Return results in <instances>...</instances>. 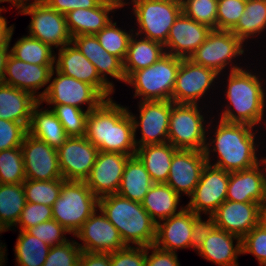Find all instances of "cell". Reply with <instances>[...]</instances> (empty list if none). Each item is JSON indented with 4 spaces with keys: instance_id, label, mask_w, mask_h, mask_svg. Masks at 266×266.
<instances>
[{
    "instance_id": "cell-1",
    "label": "cell",
    "mask_w": 266,
    "mask_h": 266,
    "mask_svg": "<svg viewBox=\"0 0 266 266\" xmlns=\"http://www.w3.org/2000/svg\"><path fill=\"white\" fill-rule=\"evenodd\" d=\"M85 137L99 151L134 156L137 150L129 109L114 102L112 97L88 113Z\"/></svg>"
},
{
    "instance_id": "cell-2",
    "label": "cell",
    "mask_w": 266,
    "mask_h": 266,
    "mask_svg": "<svg viewBox=\"0 0 266 266\" xmlns=\"http://www.w3.org/2000/svg\"><path fill=\"white\" fill-rule=\"evenodd\" d=\"M254 128L256 127L220 119L215 128V138H210L209 142H206L204 153L207 163L211 164L210 152L213 151L218 160L212 165L229 173L246 170L261 163L262 157L258 159L256 153L258 146L254 140L257 133L253 131Z\"/></svg>"
},
{
    "instance_id": "cell-3",
    "label": "cell",
    "mask_w": 266,
    "mask_h": 266,
    "mask_svg": "<svg viewBox=\"0 0 266 266\" xmlns=\"http://www.w3.org/2000/svg\"><path fill=\"white\" fill-rule=\"evenodd\" d=\"M229 72L225 90V99L229 104L225 105L219 119L253 127L261 124L266 107V92L260 76L244 68Z\"/></svg>"
},
{
    "instance_id": "cell-4",
    "label": "cell",
    "mask_w": 266,
    "mask_h": 266,
    "mask_svg": "<svg viewBox=\"0 0 266 266\" xmlns=\"http://www.w3.org/2000/svg\"><path fill=\"white\" fill-rule=\"evenodd\" d=\"M98 209L116 227L126 246L154 245L157 223L141 203L110 194L98 198Z\"/></svg>"
},
{
    "instance_id": "cell-5",
    "label": "cell",
    "mask_w": 266,
    "mask_h": 266,
    "mask_svg": "<svg viewBox=\"0 0 266 266\" xmlns=\"http://www.w3.org/2000/svg\"><path fill=\"white\" fill-rule=\"evenodd\" d=\"M181 58L166 53L153 65L134 71L125 84L135 88L134 97L140 101H172Z\"/></svg>"
},
{
    "instance_id": "cell-6",
    "label": "cell",
    "mask_w": 266,
    "mask_h": 266,
    "mask_svg": "<svg viewBox=\"0 0 266 266\" xmlns=\"http://www.w3.org/2000/svg\"><path fill=\"white\" fill-rule=\"evenodd\" d=\"M98 208V198L85 181H64L52 206L53 219L73 236Z\"/></svg>"
},
{
    "instance_id": "cell-7",
    "label": "cell",
    "mask_w": 266,
    "mask_h": 266,
    "mask_svg": "<svg viewBox=\"0 0 266 266\" xmlns=\"http://www.w3.org/2000/svg\"><path fill=\"white\" fill-rule=\"evenodd\" d=\"M132 3L139 27L135 34L165 45L170 28L182 12L181 0H133Z\"/></svg>"
},
{
    "instance_id": "cell-8",
    "label": "cell",
    "mask_w": 266,
    "mask_h": 266,
    "mask_svg": "<svg viewBox=\"0 0 266 266\" xmlns=\"http://www.w3.org/2000/svg\"><path fill=\"white\" fill-rule=\"evenodd\" d=\"M198 106L177 103L172 105L168 142L176 149L204 151L208 130L205 117L201 114L202 109Z\"/></svg>"
},
{
    "instance_id": "cell-9",
    "label": "cell",
    "mask_w": 266,
    "mask_h": 266,
    "mask_svg": "<svg viewBox=\"0 0 266 266\" xmlns=\"http://www.w3.org/2000/svg\"><path fill=\"white\" fill-rule=\"evenodd\" d=\"M244 43L231 31L212 29L207 39L190 56V60L221 74L230 65V71L242 69L232 64L244 54ZM230 63V64H229Z\"/></svg>"
},
{
    "instance_id": "cell-10",
    "label": "cell",
    "mask_w": 266,
    "mask_h": 266,
    "mask_svg": "<svg viewBox=\"0 0 266 266\" xmlns=\"http://www.w3.org/2000/svg\"><path fill=\"white\" fill-rule=\"evenodd\" d=\"M55 71L56 77L52 79ZM105 99L94 86L60 73L54 68L50 75L49 85L43 90V97L39 102L41 104L46 102L47 105H71L80 109H83L81 105L88 104L87 111L90 112Z\"/></svg>"
},
{
    "instance_id": "cell-11",
    "label": "cell",
    "mask_w": 266,
    "mask_h": 266,
    "mask_svg": "<svg viewBox=\"0 0 266 266\" xmlns=\"http://www.w3.org/2000/svg\"><path fill=\"white\" fill-rule=\"evenodd\" d=\"M228 182L229 172L207 163L186 207L196 215L212 216L226 201Z\"/></svg>"
},
{
    "instance_id": "cell-12",
    "label": "cell",
    "mask_w": 266,
    "mask_h": 266,
    "mask_svg": "<svg viewBox=\"0 0 266 266\" xmlns=\"http://www.w3.org/2000/svg\"><path fill=\"white\" fill-rule=\"evenodd\" d=\"M57 153L63 179L85 181L96 162L99 149L85 136H69Z\"/></svg>"
},
{
    "instance_id": "cell-13",
    "label": "cell",
    "mask_w": 266,
    "mask_h": 266,
    "mask_svg": "<svg viewBox=\"0 0 266 266\" xmlns=\"http://www.w3.org/2000/svg\"><path fill=\"white\" fill-rule=\"evenodd\" d=\"M139 103V120L129 111L133 120L134 136L137 134V128H141L142 137L140 140L134 137L136 146L168 142L170 112L174 102L153 100L140 101Z\"/></svg>"
},
{
    "instance_id": "cell-14",
    "label": "cell",
    "mask_w": 266,
    "mask_h": 266,
    "mask_svg": "<svg viewBox=\"0 0 266 266\" xmlns=\"http://www.w3.org/2000/svg\"><path fill=\"white\" fill-rule=\"evenodd\" d=\"M18 13L31 15L28 25L29 36L40 40L51 48H62L71 43L72 37L68 31L65 15L50 8L47 4L30 5Z\"/></svg>"
},
{
    "instance_id": "cell-15",
    "label": "cell",
    "mask_w": 266,
    "mask_h": 266,
    "mask_svg": "<svg viewBox=\"0 0 266 266\" xmlns=\"http://www.w3.org/2000/svg\"><path fill=\"white\" fill-rule=\"evenodd\" d=\"M218 77L219 74L215 71L196 64L189 58H181L172 101L177 104H198Z\"/></svg>"
},
{
    "instance_id": "cell-16",
    "label": "cell",
    "mask_w": 266,
    "mask_h": 266,
    "mask_svg": "<svg viewBox=\"0 0 266 266\" xmlns=\"http://www.w3.org/2000/svg\"><path fill=\"white\" fill-rule=\"evenodd\" d=\"M23 153L26 179H63L58 163L57 149L39 140L28 132L20 146Z\"/></svg>"
},
{
    "instance_id": "cell-17",
    "label": "cell",
    "mask_w": 266,
    "mask_h": 266,
    "mask_svg": "<svg viewBox=\"0 0 266 266\" xmlns=\"http://www.w3.org/2000/svg\"><path fill=\"white\" fill-rule=\"evenodd\" d=\"M75 236L83 241V245L78 242L77 244L86 252L110 253L127 247L119 231L99 209L83 223Z\"/></svg>"
},
{
    "instance_id": "cell-18",
    "label": "cell",
    "mask_w": 266,
    "mask_h": 266,
    "mask_svg": "<svg viewBox=\"0 0 266 266\" xmlns=\"http://www.w3.org/2000/svg\"><path fill=\"white\" fill-rule=\"evenodd\" d=\"M129 157L118 152L99 151L96 162L85 180L86 185L97 198L117 194Z\"/></svg>"
},
{
    "instance_id": "cell-19",
    "label": "cell",
    "mask_w": 266,
    "mask_h": 266,
    "mask_svg": "<svg viewBox=\"0 0 266 266\" xmlns=\"http://www.w3.org/2000/svg\"><path fill=\"white\" fill-rule=\"evenodd\" d=\"M206 164L204 151L178 149L172 157L166 184L180 196L184 193L190 197Z\"/></svg>"
},
{
    "instance_id": "cell-20",
    "label": "cell",
    "mask_w": 266,
    "mask_h": 266,
    "mask_svg": "<svg viewBox=\"0 0 266 266\" xmlns=\"http://www.w3.org/2000/svg\"><path fill=\"white\" fill-rule=\"evenodd\" d=\"M212 216L217 228L243 238L263 220V207L258 203L226 200Z\"/></svg>"
},
{
    "instance_id": "cell-21",
    "label": "cell",
    "mask_w": 266,
    "mask_h": 266,
    "mask_svg": "<svg viewBox=\"0 0 266 266\" xmlns=\"http://www.w3.org/2000/svg\"><path fill=\"white\" fill-rule=\"evenodd\" d=\"M211 31L209 26L198 23L181 12L170 28L164 45L165 51L182 59L190 58Z\"/></svg>"
},
{
    "instance_id": "cell-22",
    "label": "cell",
    "mask_w": 266,
    "mask_h": 266,
    "mask_svg": "<svg viewBox=\"0 0 266 266\" xmlns=\"http://www.w3.org/2000/svg\"><path fill=\"white\" fill-rule=\"evenodd\" d=\"M55 68L69 77L94 86L106 99L114 91L100 78L96 67L72 44L58 49Z\"/></svg>"
},
{
    "instance_id": "cell-23",
    "label": "cell",
    "mask_w": 266,
    "mask_h": 266,
    "mask_svg": "<svg viewBox=\"0 0 266 266\" xmlns=\"http://www.w3.org/2000/svg\"><path fill=\"white\" fill-rule=\"evenodd\" d=\"M226 200L258 203L263 207L266 203V168L264 163L261 162L246 170L230 172Z\"/></svg>"
},
{
    "instance_id": "cell-24",
    "label": "cell",
    "mask_w": 266,
    "mask_h": 266,
    "mask_svg": "<svg viewBox=\"0 0 266 266\" xmlns=\"http://www.w3.org/2000/svg\"><path fill=\"white\" fill-rule=\"evenodd\" d=\"M54 65H36L20 61L9 54L3 83L24 90L40 100L43 92H36L49 83ZM38 95H37V94Z\"/></svg>"
},
{
    "instance_id": "cell-25",
    "label": "cell",
    "mask_w": 266,
    "mask_h": 266,
    "mask_svg": "<svg viewBox=\"0 0 266 266\" xmlns=\"http://www.w3.org/2000/svg\"><path fill=\"white\" fill-rule=\"evenodd\" d=\"M196 214L184 209L171 217L158 221L154 245L164 251L177 252L191 247L193 217Z\"/></svg>"
},
{
    "instance_id": "cell-26",
    "label": "cell",
    "mask_w": 266,
    "mask_h": 266,
    "mask_svg": "<svg viewBox=\"0 0 266 266\" xmlns=\"http://www.w3.org/2000/svg\"><path fill=\"white\" fill-rule=\"evenodd\" d=\"M71 43L96 67L100 78L114 91V85L106 75L126 82L123 62L108 53L99 43L96 35H79L72 37Z\"/></svg>"
},
{
    "instance_id": "cell-27",
    "label": "cell",
    "mask_w": 266,
    "mask_h": 266,
    "mask_svg": "<svg viewBox=\"0 0 266 266\" xmlns=\"http://www.w3.org/2000/svg\"><path fill=\"white\" fill-rule=\"evenodd\" d=\"M197 252L218 266H239L237 258L242 254V238L215 227Z\"/></svg>"
},
{
    "instance_id": "cell-28",
    "label": "cell",
    "mask_w": 266,
    "mask_h": 266,
    "mask_svg": "<svg viewBox=\"0 0 266 266\" xmlns=\"http://www.w3.org/2000/svg\"><path fill=\"white\" fill-rule=\"evenodd\" d=\"M115 9H119L115 3L102 0L95 8L68 12L65 14V20L71 37L96 35L112 20L109 14Z\"/></svg>"
},
{
    "instance_id": "cell-29",
    "label": "cell",
    "mask_w": 266,
    "mask_h": 266,
    "mask_svg": "<svg viewBox=\"0 0 266 266\" xmlns=\"http://www.w3.org/2000/svg\"><path fill=\"white\" fill-rule=\"evenodd\" d=\"M38 102L27 91L0 83V119L22 123L28 129L32 110Z\"/></svg>"
},
{
    "instance_id": "cell-30",
    "label": "cell",
    "mask_w": 266,
    "mask_h": 266,
    "mask_svg": "<svg viewBox=\"0 0 266 266\" xmlns=\"http://www.w3.org/2000/svg\"><path fill=\"white\" fill-rule=\"evenodd\" d=\"M137 38L139 36L133 33L123 61V70L126 79L134 71L153 65L166 54L163 44L143 37H140V39Z\"/></svg>"
},
{
    "instance_id": "cell-31",
    "label": "cell",
    "mask_w": 266,
    "mask_h": 266,
    "mask_svg": "<svg viewBox=\"0 0 266 266\" xmlns=\"http://www.w3.org/2000/svg\"><path fill=\"white\" fill-rule=\"evenodd\" d=\"M177 150L171 143L166 142L137 147L135 155L143 163L153 183H166L172 157Z\"/></svg>"
},
{
    "instance_id": "cell-32",
    "label": "cell",
    "mask_w": 266,
    "mask_h": 266,
    "mask_svg": "<svg viewBox=\"0 0 266 266\" xmlns=\"http://www.w3.org/2000/svg\"><path fill=\"white\" fill-rule=\"evenodd\" d=\"M40 105L41 103L38 102L32 110L28 133L58 149L69 136L55 113L51 109L42 110Z\"/></svg>"
},
{
    "instance_id": "cell-33",
    "label": "cell",
    "mask_w": 266,
    "mask_h": 266,
    "mask_svg": "<svg viewBox=\"0 0 266 266\" xmlns=\"http://www.w3.org/2000/svg\"><path fill=\"white\" fill-rule=\"evenodd\" d=\"M154 183L140 159L130 156L125 164L118 195L141 203Z\"/></svg>"
},
{
    "instance_id": "cell-34",
    "label": "cell",
    "mask_w": 266,
    "mask_h": 266,
    "mask_svg": "<svg viewBox=\"0 0 266 266\" xmlns=\"http://www.w3.org/2000/svg\"><path fill=\"white\" fill-rule=\"evenodd\" d=\"M180 197L166 183H154L142 200L141 205L151 218L158 223L159 220L167 219L184 209L180 206V210H177Z\"/></svg>"
},
{
    "instance_id": "cell-35",
    "label": "cell",
    "mask_w": 266,
    "mask_h": 266,
    "mask_svg": "<svg viewBox=\"0 0 266 266\" xmlns=\"http://www.w3.org/2000/svg\"><path fill=\"white\" fill-rule=\"evenodd\" d=\"M25 204L23 183L0 184V226L5 229L16 227Z\"/></svg>"
},
{
    "instance_id": "cell-36",
    "label": "cell",
    "mask_w": 266,
    "mask_h": 266,
    "mask_svg": "<svg viewBox=\"0 0 266 266\" xmlns=\"http://www.w3.org/2000/svg\"><path fill=\"white\" fill-rule=\"evenodd\" d=\"M266 30V0H246L244 13L231 30L243 43Z\"/></svg>"
},
{
    "instance_id": "cell-37",
    "label": "cell",
    "mask_w": 266,
    "mask_h": 266,
    "mask_svg": "<svg viewBox=\"0 0 266 266\" xmlns=\"http://www.w3.org/2000/svg\"><path fill=\"white\" fill-rule=\"evenodd\" d=\"M54 50L31 36H23L10 49V54L20 61L36 65H55Z\"/></svg>"
},
{
    "instance_id": "cell-38",
    "label": "cell",
    "mask_w": 266,
    "mask_h": 266,
    "mask_svg": "<svg viewBox=\"0 0 266 266\" xmlns=\"http://www.w3.org/2000/svg\"><path fill=\"white\" fill-rule=\"evenodd\" d=\"M19 232L14 250L17 266H43L50 246L27 231Z\"/></svg>"
},
{
    "instance_id": "cell-39",
    "label": "cell",
    "mask_w": 266,
    "mask_h": 266,
    "mask_svg": "<svg viewBox=\"0 0 266 266\" xmlns=\"http://www.w3.org/2000/svg\"><path fill=\"white\" fill-rule=\"evenodd\" d=\"M64 179L30 180L23 182L26 202L45 204L50 207L58 199Z\"/></svg>"
},
{
    "instance_id": "cell-40",
    "label": "cell",
    "mask_w": 266,
    "mask_h": 266,
    "mask_svg": "<svg viewBox=\"0 0 266 266\" xmlns=\"http://www.w3.org/2000/svg\"><path fill=\"white\" fill-rule=\"evenodd\" d=\"M112 20L99 32L96 37L100 45L111 55L118 57L122 62L125 59L133 29L126 32L119 28ZM117 26V27H116ZM132 32V33H131Z\"/></svg>"
},
{
    "instance_id": "cell-41",
    "label": "cell",
    "mask_w": 266,
    "mask_h": 266,
    "mask_svg": "<svg viewBox=\"0 0 266 266\" xmlns=\"http://www.w3.org/2000/svg\"><path fill=\"white\" fill-rule=\"evenodd\" d=\"M25 180L21 147L0 151V184H19Z\"/></svg>"
},
{
    "instance_id": "cell-42",
    "label": "cell",
    "mask_w": 266,
    "mask_h": 266,
    "mask_svg": "<svg viewBox=\"0 0 266 266\" xmlns=\"http://www.w3.org/2000/svg\"><path fill=\"white\" fill-rule=\"evenodd\" d=\"M68 136H85L88 111L71 105H52Z\"/></svg>"
},
{
    "instance_id": "cell-43",
    "label": "cell",
    "mask_w": 266,
    "mask_h": 266,
    "mask_svg": "<svg viewBox=\"0 0 266 266\" xmlns=\"http://www.w3.org/2000/svg\"><path fill=\"white\" fill-rule=\"evenodd\" d=\"M182 12L194 21L216 29L218 0H181Z\"/></svg>"
},
{
    "instance_id": "cell-44",
    "label": "cell",
    "mask_w": 266,
    "mask_h": 266,
    "mask_svg": "<svg viewBox=\"0 0 266 266\" xmlns=\"http://www.w3.org/2000/svg\"><path fill=\"white\" fill-rule=\"evenodd\" d=\"M246 0H218L216 29L231 31L244 13Z\"/></svg>"
},
{
    "instance_id": "cell-45",
    "label": "cell",
    "mask_w": 266,
    "mask_h": 266,
    "mask_svg": "<svg viewBox=\"0 0 266 266\" xmlns=\"http://www.w3.org/2000/svg\"><path fill=\"white\" fill-rule=\"evenodd\" d=\"M81 248L75 240L52 246L43 266H76L79 263Z\"/></svg>"
},
{
    "instance_id": "cell-46",
    "label": "cell",
    "mask_w": 266,
    "mask_h": 266,
    "mask_svg": "<svg viewBox=\"0 0 266 266\" xmlns=\"http://www.w3.org/2000/svg\"><path fill=\"white\" fill-rule=\"evenodd\" d=\"M254 255L260 266L266 264V222L262 220L242 238V254Z\"/></svg>"
},
{
    "instance_id": "cell-47",
    "label": "cell",
    "mask_w": 266,
    "mask_h": 266,
    "mask_svg": "<svg viewBox=\"0 0 266 266\" xmlns=\"http://www.w3.org/2000/svg\"><path fill=\"white\" fill-rule=\"evenodd\" d=\"M26 231L30 235L44 241L50 247L64 244L68 241L65 235L67 233L70 234L69 231L54 219L39 223L36 226L28 228Z\"/></svg>"
},
{
    "instance_id": "cell-48",
    "label": "cell",
    "mask_w": 266,
    "mask_h": 266,
    "mask_svg": "<svg viewBox=\"0 0 266 266\" xmlns=\"http://www.w3.org/2000/svg\"><path fill=\"white\" fill-rule=\"evenodd\" d=\"M51 219H53L52 207L26 202L16 226H19V231H26L30 227Z\"/></svg>"
},
{
    "instance_id": "cell-49",
    "label": "cell",
    "mask_w": 266,
    "mask_h": 266,
    "mask_svg": "<svg viewBox=\"0 0 266 266\" xmlns=\"http://www.w3.org/2000/svg\"><path fill=\"white\" fill-rule=\"evenodd\" d=\"M27 132L22 123L0 119V151L20 147Z\"/></svg>"
},
{
    "instance_id": "cell-50",
    "label": "cell",
    "mask_w": 266,
    "mask_h": 266,
    "mask_svg": "<svg viewBox=\"0 0 266 266\" xmlns=\"http://www.w3.org/2000/svg\"><path fill=\"white\" fill-rule=\"evenodd\" d=\"M111 266H146V247L127 246L110 252Z\"/></svg>"
},
{
    "instance_id": "cell-51",
    "label": "cell",
    "mask_w": 266,
    "mask_h": 266,
    "mask_svg": "<svg viewBox=\"0 0 266 266\" xmlns=\"http://www.w3.org/2000/svg\"><path fill=\"white\" fill-rule=\"evenodd\" d=\"M215 227L216 224L213 216L209 215L207 221H203L201 215H195L193 217L191 248L197 251Z\"/></svg>"
},
{
    "instance_id": "cell-52",
    "label": "cell",
    "mask_w": 266,
    "mask_h": 266,
    "mask_svg": "<svg viewBox=\"0 0 266 266\" xmlns=\"http://www.w3.org/2000/svg\"><path fill=\"white\" fill-rule=\"evenodd\" d=\"M152 249L151 254H149ZM146 266H180L177 253L164 251L155 245L146 247Z\"/></svg>"
},
{
    "instance_id": "cell-53",
    "label": "cell",
    "mask_w": 266,
    "mask_h": 266,
    "mask_svg": "<svg viewBox=\"0 0 266 266\" xmlns=\"http://www.w3.org/2000/svg\"><path fill=\"white\" fill-rule=\"evenodd\" d=\"M101 1L102 0H48L47 5L65 15L76 9L95 8Z\"/></svg>"
},
{
    "instance_id": "cell-54",
    "label": "cell",
    "mask_w": 266,
    "mask_h": 266,
    "mask_svg": "<svg viewBox=\"0 0 266 266\" xmlns=\"http://www.w3.org/2000/svg\"><path fill=\"white\" fill-rule=\"evenodd\" d=\"M79 263L82 266H111L110 253L82 251Z\"/></svg>"
},
{
    "instance_id": "cell-55",
    "label": "cell",
    "mask_w": 266,
    "mask_h": 266,
    "mask_svg": "<svg viewBox=\"0 0 266 266\" xmlns=\"http://www.w3.org/2000/svg\"><path fill=\"white\" fill-rule=\"evenodd\" d=\"M13 31L14 27L11 29L8 42L5 45H0V83H3L6 62L10 54L9 46L12 39Z\"/></svg>"
},
{
    "instance_id": "cell-56",
    "label": "cell",
    "mask_w": 266,
    "mask_h": 266,
    "mask_svg": "<svg viewBox=\"0 0 266 266\" xmlns=\"http://www.w3.org/2000/svg\"><path fill=\"white\" fill-rule=\"evenodd\" d=\"M13 27L14 25L8 27L6 18L0 15V45H5L8 42Z\"/></svg>"
},
{
    "instance_id": "cell-57",
    "label": "cell",
    "mask_w": 266,
    "mask_h": 266,
    "mask_svg": "<svg viewBox=\"0 0 266 266\" xmlns=\"http://www.w3.org/2000/svg\"><path fill=\"white\" fill-rule=\"evenodd\" d=\"M28 1L30 2V0H6L5 2L11 3L12 6H15L16 9H20V11L30 5H43L48 2V0H34L32 3H28Z\"/></svg>"
},
{
    "instance_id": "cell-58",
    "label": "cell",
    "mask_w": 266,
    "mask_h": 266,
    "mask_svg": "<svg viewBox=\"0 0 266 266\" xmlns=\"http://www.w3.org/2000/svg\"><path fill=\"white\" fill-rule=\"evenodd\" d=\"M8 230L9 229L3 228V229L0 230V234L2 232H6ZM5 248H6V246L5 245H2V243H0V266H3L4 263H5V256H6L5 255V252L7 251Z\"/></svg>"
},
{
    "instance_id": "cell-59",
    "label": "cell",
    "mask_w": 266,
    "mask_h": 266,
    "mask_svg": "<svg viewBox=\"0 0 266 266\" xmlns=\"http://www.w3.org/2000/svg\"><path fill=\"white\" fill-rule=\"evenodd\" d=\"M124 1H126V0H117V6L119 7V8H123L126 4H129L130 2H124ZM133 0H131V2H132Z\"/></svg>"
},
{
    "instance_id": "cell-60",
    "label": "cell",
    "mask_w": 266,
    "mask_h": 266,
    "mask_svg": "<svg viewBox=\"0 0 266 266\" xmlns=\"http://www.w3.org/2000/svg\"><path fill=\"white\" fill-rule=\"evenodd\" d=\"M263 220L266 222V203L263 206Z\"/></svg>"
},
{
    "instance_id": "cell-61",
    "label": "cell",
    "mask_w": 266,
    "mask_h": 266,
    "mask_svg": "<svg viewBox=\"0 0 266 266\" xmlns=\"http://www.w3.org/2000/svg\"><path fill=\"white\" fill-rule=\"evenodd\" d=\"M262 162L264 163V165L266 166V157L262 158ZM266 168V167H265Z\"/></svg>"
},
{
    "instance_id": "cell-62",
    "label": "cell",
    "mask_w": 266,
    "mask_h": 266,
    "mask_svg": "<svg viewBox=\"0 0 266 266\" xmlns=\"http://www.w3.org/2000/svg\"><path fill=\"white\" fill-rule=\"evenodd\" d=\"M2 2H4V1L0 0V3H2ZM2 10H5V8H4V7H3V8L0 7V15H1V11H2Z\"/></svg>"
},
{
    "instance_id": "cell-63",
    "label": "cell",
    "mask_w": 266,
    "mask_h": 266,
    "mask_svg": "<svg viewBox=\"0 0 266 266\" xmlns=\"http://www.w3.org/2000/svg\"><path fill=\"white\" fill-rule=\"evenodd\" d=\"M112 3H115L117 5V0H110Z\"/></svg>"
}]
</instances>
